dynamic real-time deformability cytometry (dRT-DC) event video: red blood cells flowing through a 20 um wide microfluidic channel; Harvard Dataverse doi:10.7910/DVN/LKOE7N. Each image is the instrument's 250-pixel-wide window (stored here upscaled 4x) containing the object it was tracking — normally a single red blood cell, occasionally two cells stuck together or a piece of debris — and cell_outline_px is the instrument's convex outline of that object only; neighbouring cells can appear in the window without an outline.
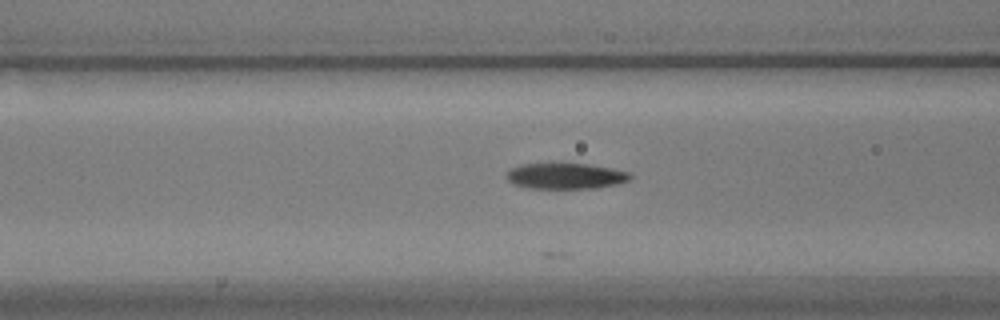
{"species": "common noctule bat (a hibernating species)", "species_latin": "Nyctalus noctula", "temperature_condition": "warm", "stored_images_in_passage": 11, "camera_frame_rate_fps": 3000, "um_per_image_px": 0.085, "animal": {"sex": "male", "body_mass_g": 17.9}, "frame": {"image": 1, "passage_image": 5, "time_ms": 1.333, "image_size_px": [1000, 320], "cell_outline_px": [[632, 176], [628, 180], [616, 184], [596, 188], [528, 188], [512, 184], [504, 176], [512, 168], [520, 164], [588, 164], [612, 168], [632, 172]], "centroid_in_image_um": [48.08, 14.96], "position_along_channel_um": 118.5, "area_um2": 18.61}}
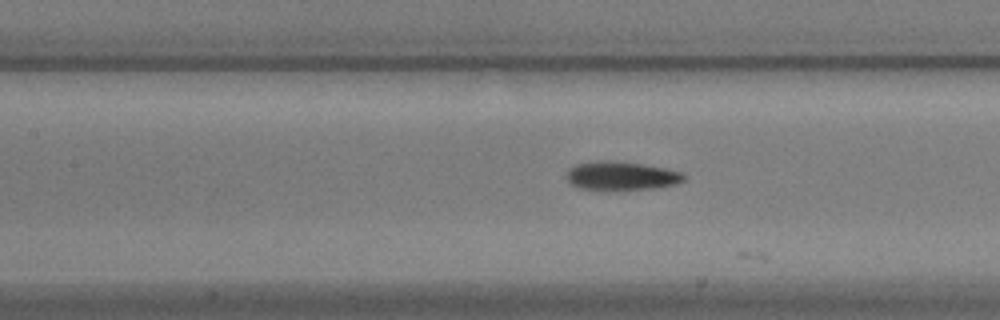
{"frame": {"image": 2, "passage_image": 8, "time_ms": 2.333, "image_size_px": [1000, 320], "cell_outline_px": [[688, 176], [684, 180], [676, 184], [656, 188], [580, 188], [572, 184], [568, 180], [568, 168], [576, 164], [604, 160], [608, 160], [640, 164], [664, 168], [684, 172]], "centroid_in_image_um": [52.88, 14.92], "position_along_channel_um": 154.5, "area_um2": 18.96}}